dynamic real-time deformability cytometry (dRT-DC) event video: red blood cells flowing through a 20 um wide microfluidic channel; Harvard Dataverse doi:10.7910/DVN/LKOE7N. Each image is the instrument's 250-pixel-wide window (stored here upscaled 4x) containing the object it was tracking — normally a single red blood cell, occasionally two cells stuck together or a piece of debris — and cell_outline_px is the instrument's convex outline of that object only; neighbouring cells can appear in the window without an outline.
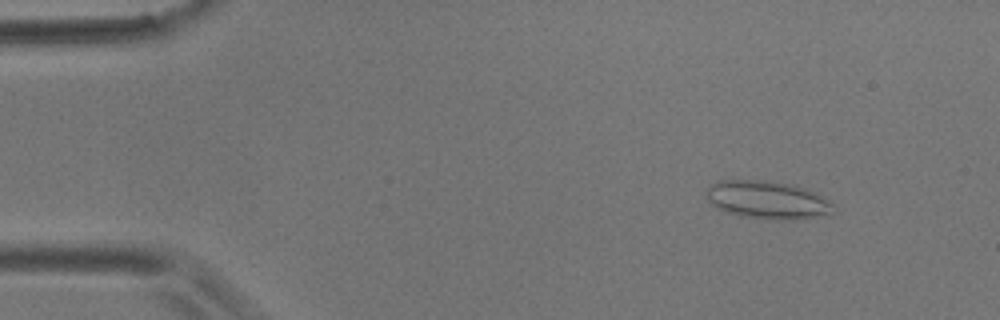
{"species": "common noctule bat (a hibernating species)", "species_latin": "Nyctalus noctula", "temperature_condition": "room temperature", "stored_images_in_passage": 19, "camera_frame_rate_fps": 3000, "um_per_image_px": 0.085, "animal": {"sex": "male", "body_mass_g": 17.9}, "frame": {"image": 1, "passage_image": 6, "time_ms": 1.667, "image_size_px": [1000, 320], "cell_outline_px": [[832, 216], [796, 220], [768, 220], [740, 216], [724, 212], [716, 208], [708, 200], [704, 188], [708, 184], [716, 180], [764, 180], [792, 184], [816, 192], [828, 200], [832, 204]], "centroid_in_image_um": [65.21, 17.01], "position_along_channel_um": 19.8, "area_um2": 29.02}}